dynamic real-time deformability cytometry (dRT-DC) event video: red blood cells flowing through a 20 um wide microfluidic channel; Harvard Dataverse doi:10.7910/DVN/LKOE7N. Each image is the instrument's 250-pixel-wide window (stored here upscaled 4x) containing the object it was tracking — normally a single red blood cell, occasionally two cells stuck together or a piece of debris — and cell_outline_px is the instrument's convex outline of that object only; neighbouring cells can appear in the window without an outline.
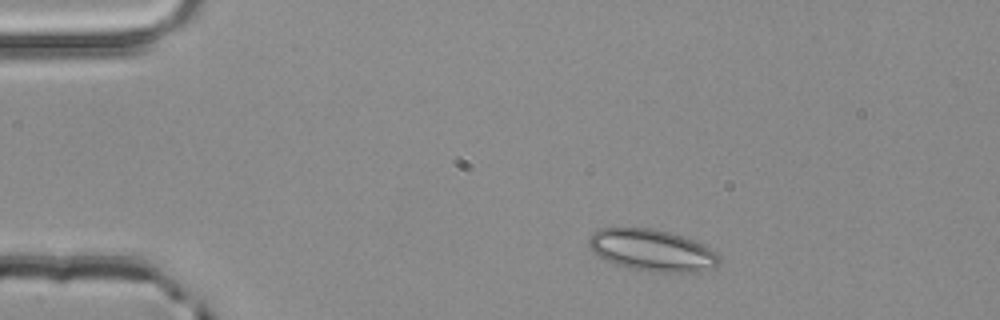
{"species": "common noctule bat (a hibernating species)", "species_latin": "Nyctalus noctula", "temperature_condition": "room temperature", "stored_images_in_passage": 2, "camera_frame_rate_fps": 3000, "um_per_image_px": 0.085, "animal": {"sex": "male", "body_mass_g": 20.4}, "frame": {"image": 1, "passage_image": 1, "time_ms": 0.0, "image_size_px": [1000, 320], "cell_outline_px": [[720, 264], [716, 268], [700, 272], [648, 272], [616, 264], [600, 256], [588, 244], [588, 240], [592, 232], [600, 228], [652, 228], [672, 232], [684, 236], [704, 244], [716, 252], [720, 256]], "centroid_in_image_um": [55.51, 21.27], "position_along_channel_um": 29.5, "area_um2": 31.96}}